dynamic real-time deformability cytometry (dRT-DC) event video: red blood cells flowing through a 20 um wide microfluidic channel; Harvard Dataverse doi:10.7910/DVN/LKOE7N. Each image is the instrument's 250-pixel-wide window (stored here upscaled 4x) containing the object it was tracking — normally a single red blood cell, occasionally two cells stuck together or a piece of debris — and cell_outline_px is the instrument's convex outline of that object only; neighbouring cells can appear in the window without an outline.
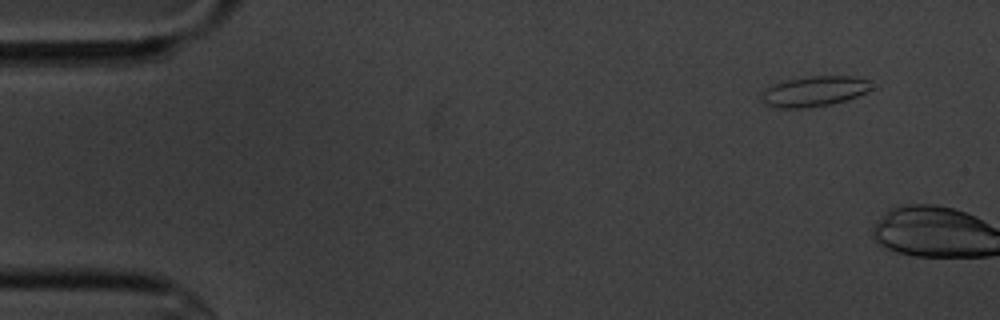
{"species": "common noctule bat (a hibernating species)", "species_latin": "Nyctalus noctula", "temperature_condition": "cold", "stored_images_in_passage": 2, "camera_frame_rate_fps": 3000, "um_per_image_px": 0.085, "animal": {"sex": "male", "body_mass_g": 20.1, "forearm_length_mm": 53.5}, "frame": {"image": 1, "passage_image": 1, "time_ms": 0.0, "image_size_px": [1000, 320], "cell_outline_px": [[880, 88], [848, 100], [832, 104], [800, 108], [780, 108], [764, 104], [760, 96], [768, 88], [776, 84], [788, 80], [808, 76], [856, 76], [880, 84]], "centroid_in_image_um": [69.41, 7.75], "position_along_channel_um": 15.6, "area_um2": 19.88}}